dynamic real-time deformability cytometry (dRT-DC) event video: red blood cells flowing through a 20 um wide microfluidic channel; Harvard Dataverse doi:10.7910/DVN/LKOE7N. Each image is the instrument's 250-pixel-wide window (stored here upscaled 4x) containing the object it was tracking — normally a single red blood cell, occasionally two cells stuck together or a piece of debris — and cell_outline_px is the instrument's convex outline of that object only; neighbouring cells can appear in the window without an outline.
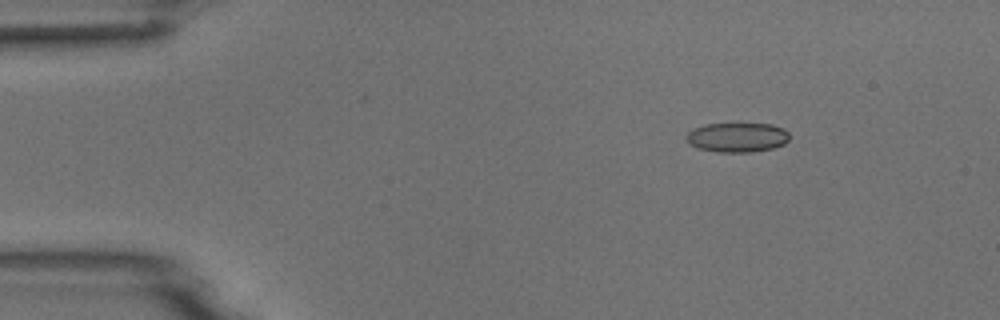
{"species": "common noctule bat (a hibernating species)", "species_latin": "Nyctalus noctula", "temperature_condition": "room temperature", "stored_images_in_passage": 5, "camera_frame_rate_fps": 3000, "um_per_image_px": 0.085, "animal": {"sex": "male", "body_mass_g": 18.8}, "frame": {"image": 1, "passage_image": 3, "time_ms": 2.333, "image_size_px": [1000, 320], "cell_outline_px": [[788, 140], [784, 144], [772, 148], [752, 152], [716, 152], [700, 148], [688, 144], [684, 136], [692, 128], [704, 124], [736, 120], [772, 124], [784, 128], [788, 132]], "centroid_in_image_um": [62.63, 11.61], "position_along_channel_um": 22.4, "area_um2": 18.84}}